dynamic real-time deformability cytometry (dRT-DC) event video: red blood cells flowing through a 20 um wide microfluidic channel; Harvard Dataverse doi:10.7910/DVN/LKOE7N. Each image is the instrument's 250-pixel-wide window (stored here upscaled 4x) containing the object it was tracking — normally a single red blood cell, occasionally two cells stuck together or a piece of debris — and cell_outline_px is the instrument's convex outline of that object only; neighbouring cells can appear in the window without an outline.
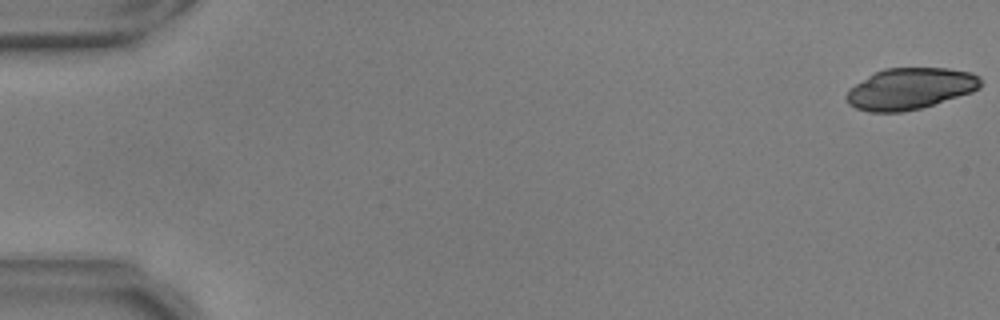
{"species": "common noctule bat (a hibernating species)", "species_latin": "Nyctalus noctula", "temperature_condition": "warm", "stored_images_in_passage": 55, "camera_frame_rate_fps": 3000, "um_per_image_px": 0.085, "animal": {"sex": "male", "body_mass_g": 17.9, "forearm_length_mm": 54.2}, "frame": {"image": 1, "passage_image": 1, "time_ms": 0.0, "image_size_px": [1000, 320], "cell_outline_px": [[980, 88], [972, 92], [920, 108], [900, 112], [868, 112], [856, 108], [848, 104], [844, 96], [856, 84], [868, 76], [884, 68], [948, 68], [972, 72], [980, 76]], "centroid_in_image_um": [77.36, 7.53], "position_along_channel_um": 7.6, "area_um2": 32.19}}